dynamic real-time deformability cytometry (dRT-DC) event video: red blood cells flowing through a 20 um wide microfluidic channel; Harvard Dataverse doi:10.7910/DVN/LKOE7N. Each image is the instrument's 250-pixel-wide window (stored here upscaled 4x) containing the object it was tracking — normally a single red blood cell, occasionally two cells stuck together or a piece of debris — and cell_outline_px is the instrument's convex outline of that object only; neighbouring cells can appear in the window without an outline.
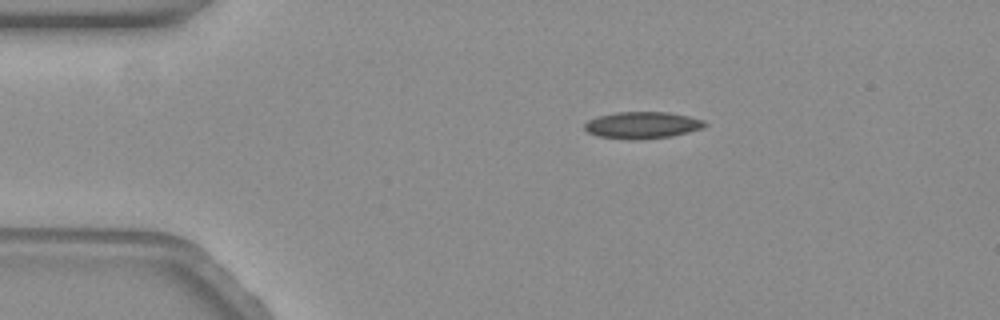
{"species": "common noctule bat (a hibernating species)", "species_latin": "Nyctalus noctula", "temperature_condition": "warm", "stored_images_in_passage": 50, "camera_frame_rate_fps": 3000, "um_per_image_px": 0.085, "animal": {"sex": "female", "body_mass_g": 19.3, "forearm_length_mm": 54.1}, "frame": {"image": 1, "passage_image": 1, "time_ms": 0.0, "image_size_px": [1000, 320], "cell_outline_px": [[708, 124], [704, 128], [688, 132], [668, 136], [600, 136], [588, 132], [584, 128], [584, 124], [588, 120], [596, 116], [616, 112], [668, 112], [688, 116], [704, 120]], "centroid_in_image_um": [54.64, 10.56], "position_along_channel_um": 30.4, "area_um2": 17.69}}
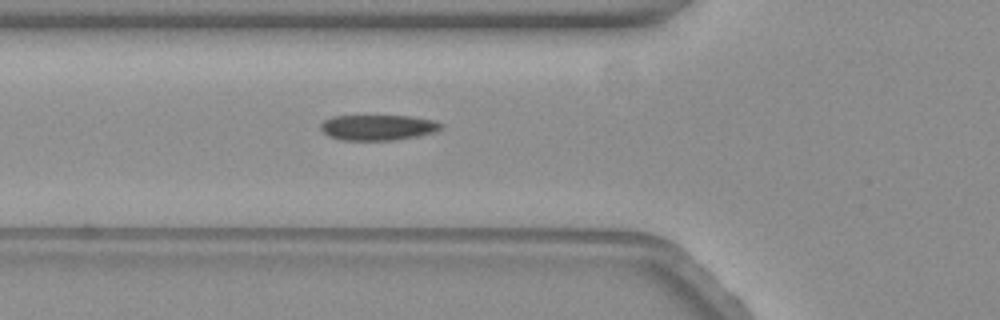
{"frame": {"image": 2, "passage_image": 11, "time_ms": 3.333, "image_size_px": [1000, 320], "cell_outline_px": [[444, 128], [432, 132], [416, 136], [392, 140], [340, 140], [328, 136], [320, 128], [320, 124], [324, 120], [332, 116], [412, 116], [432, 120], [444, 124]], "centroid_in_image_um": [32.1, 10.83], "position_along_channel_um": 93.7, "area_um2": 17.86}}
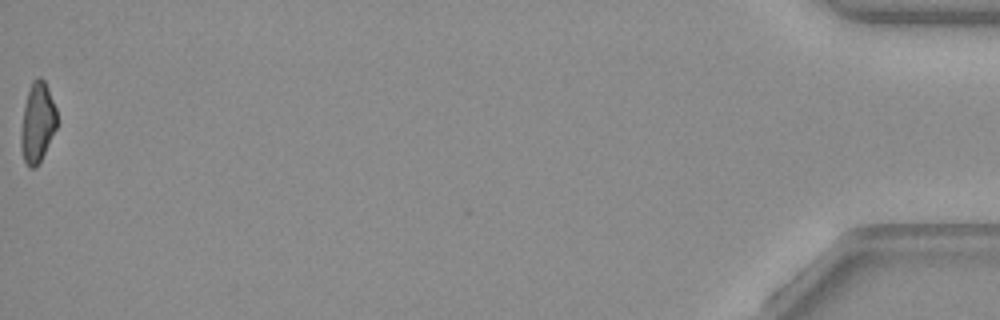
{"frame": {"image": 3, "passage_image": 50, "time_ms": 16.333, "image_size_px": [1000, 320], "cell_outline_px": [[56, 128], [36, 168], [28, 168], [24, 160], [20, 148], [20, 132], [24, 104], [32, 80], [36, 76], [40, 76], [44, 80], [48, 88], [56, 108]], "centroid_in_image_um": [3.15, 10.4], "position_along_channel_um": 432.0, "area_um2": 16.76}, "authors_computed_cell_mechanics": {"area_um2": 18.1492, "velocity_mm_per_s": 3.4324, "shape_relaxation_time_tau1_ms": 7.9672, "shape_relaxation_time_tau2_ms": 3.1792, "deformation_change_tau1": 0.1839, "deformation_change_tau2": 0.0714}}